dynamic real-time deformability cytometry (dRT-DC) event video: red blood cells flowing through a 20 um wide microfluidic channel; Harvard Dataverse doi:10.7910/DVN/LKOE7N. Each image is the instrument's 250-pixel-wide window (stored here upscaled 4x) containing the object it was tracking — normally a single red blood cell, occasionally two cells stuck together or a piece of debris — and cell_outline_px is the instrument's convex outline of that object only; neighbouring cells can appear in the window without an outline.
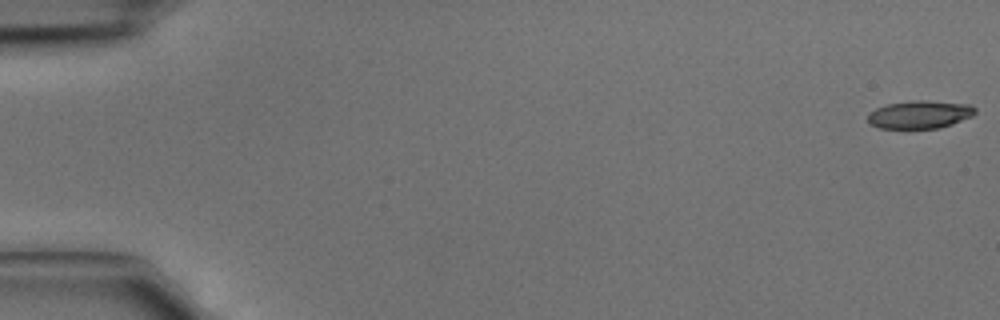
{"species": "common noctule bat (a hibernating species)", "species_latin": "Nyctalus noctula", "temperature_condition": "cold", "stored_images_in_passage": 6, "camera_frame_rate_fps": 3000, "um_per_image_px": 0.085, "animal": {"sex": "male", "body_mass_g": 15.6}, "frame": {"image": 1, "passage_image": 1, "time_ms": 0.0, "image_size_px": [1000, 320], "cell_outline_px": [[976, 112], [972, 116], [952, 124], [940, 128], [880, 128], [872, 124], [868, 120], [868, 112], [876, 108], [888, 104], [916, 100], [928, 100], [972, 104], [976, 108]], "centroid_in_image_um": [78.22, 9.72], "position_along_channel_um": 6.8, "area_um2": 17.51}}
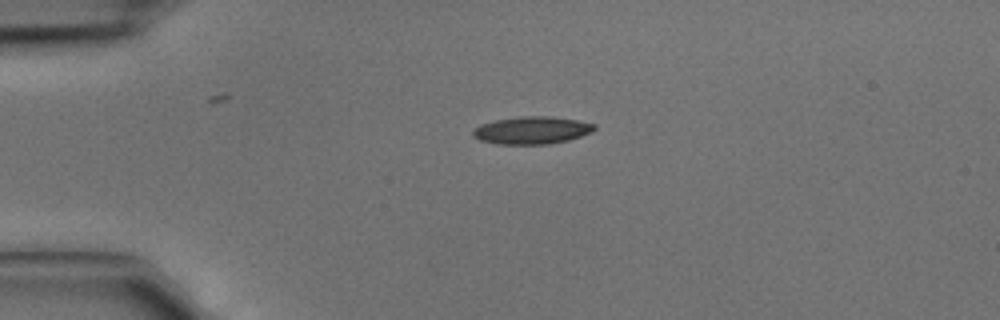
{"frame": {"image": 2, "passage_image": 4, "time_ms": 1.0, "image_size_px": [1000, 320], "cell_outline_px": [[596, 128], [592, 132], [568, 140], [548, 144], [500, 144], [480, 140], [472, 136], [472, 132], [480, 124], [496, 120], [520, 116], [548, 116], [576, 120], [596, 124]], "centroid_in_image_um": [45.21, 11.07], "position_along_channel_um": 39.8, "area_um2": 19.36}}